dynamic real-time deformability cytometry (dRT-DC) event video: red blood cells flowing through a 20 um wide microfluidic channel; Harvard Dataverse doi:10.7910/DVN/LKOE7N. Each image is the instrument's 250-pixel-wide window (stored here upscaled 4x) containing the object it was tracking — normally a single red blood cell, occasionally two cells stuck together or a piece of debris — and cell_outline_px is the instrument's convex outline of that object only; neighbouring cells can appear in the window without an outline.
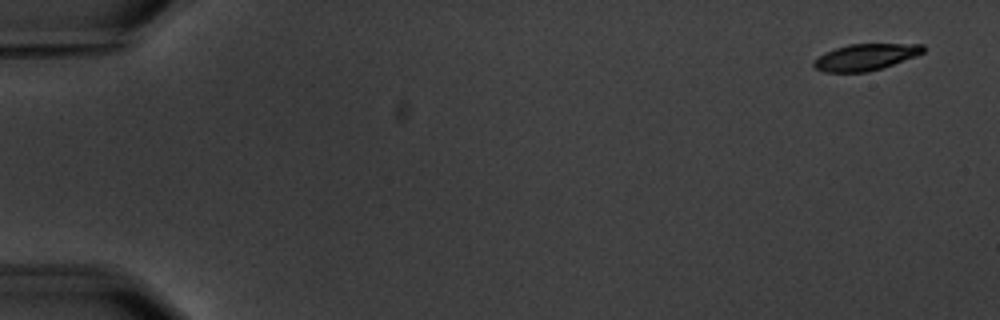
{"species": "common noctule bat (a hibernating species)", "species_latin": "Nyctalus noctula", "temperature_condition": "warm", "stored_images_in_passage": 4, "camera_frame_rate_fps": 3000, "um_per_image_px": 0.085, "animal": {"sex": "male", "body_mass_g": 20.1, "forearm_length_mm": 53.5}, "frame": {"image": 1, "passage_image": 1, "time_ms": 0.0, "image_size_px": [1000, 320], "cell_outline_px": [[924, 52], [916, 56], [868, 72], [824, 72], [816, 68], [812, 64], [812, 60], [824, 52], [848, 44], [924, 44]], "centroid_in_image_um": [73.53, 4.85], "position_along_channel_um": 11.5, "area_um2": 16.82}}